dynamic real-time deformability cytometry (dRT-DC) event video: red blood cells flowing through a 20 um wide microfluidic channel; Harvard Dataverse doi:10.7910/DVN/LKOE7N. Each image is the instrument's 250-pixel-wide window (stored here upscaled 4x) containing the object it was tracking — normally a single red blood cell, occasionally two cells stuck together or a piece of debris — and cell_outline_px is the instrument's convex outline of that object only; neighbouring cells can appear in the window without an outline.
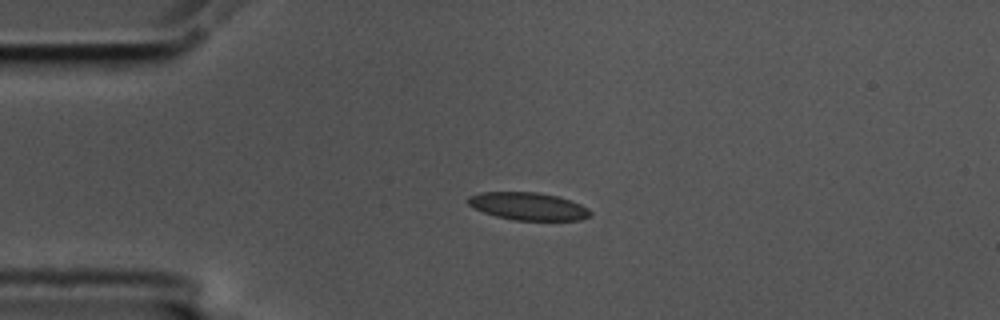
{"species": "common noctule bat (a hibernating species)", "species_latin": "Nyctalus noctula", "temperature_condition": "cold", "stored_images_in_passage": 4, "camera_frame_rate_fps": 3000, "um_per_image_px": 0.085, "animal": {"sex": "male", "body_mass_g": 17.5, "forearm_length_mm": 52.3}, "frame": {"image": 1, "passage_image": 3, "time_ms": 0.667, "image_size_px": [1000, 320], "cell_outline_px": [[592, 216], [580, 220], [512, 220], [496, 216], [484, 212], [468, 204], [468, 196], [480, 192], [536, 192], [556, 196], [580, 204], [588, 208], [592, 212]], "centroid_in_image_um": [44.91, 17.54], "position_along_channel_um": 40.1, "area_um2": 19.59}}